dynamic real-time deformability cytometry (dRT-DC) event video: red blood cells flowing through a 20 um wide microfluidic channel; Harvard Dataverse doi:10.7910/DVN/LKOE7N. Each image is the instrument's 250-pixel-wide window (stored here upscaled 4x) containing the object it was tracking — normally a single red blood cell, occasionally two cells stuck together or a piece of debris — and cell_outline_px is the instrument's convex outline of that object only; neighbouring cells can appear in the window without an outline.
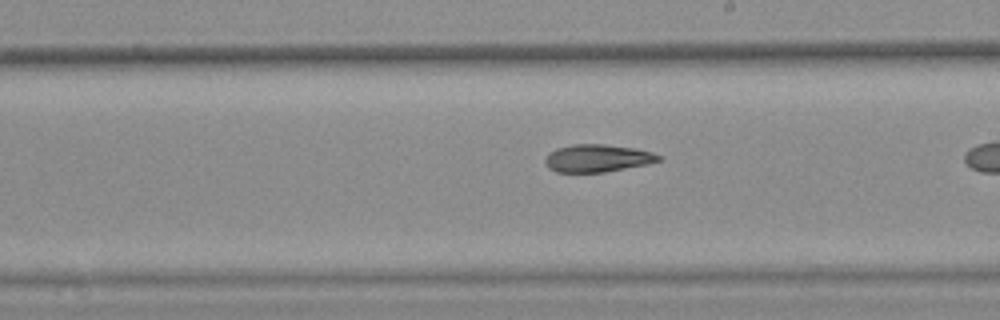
{"species": "common noctule bat (a hibernating species)", "species_latin": "Nyctalus noctula", "temperature_condition": "warm", "stored_images_in_passage": 38, "camera_frame_rate_fps": 3000, "um_per_image_px": 0.085, "animal": {"sex": "female", "body_mass_g": 25.1}, "frame": {"image": 1, "passage_image": 27, "time_ms": 8.667, "image_size_px": [1000, 320], "cell_outline_px": [[664, 160], [604, 172], [556, 172], [548, 168], [544, 160], [548, 152], [556, 148], [572, 144], [604, 144], [636, 148], [652, 152], [660, 156]], "centroid_in_image_um": [50.74, 13.44], "position_along_channel_um": 238.3, "area_um2": 18.26}}